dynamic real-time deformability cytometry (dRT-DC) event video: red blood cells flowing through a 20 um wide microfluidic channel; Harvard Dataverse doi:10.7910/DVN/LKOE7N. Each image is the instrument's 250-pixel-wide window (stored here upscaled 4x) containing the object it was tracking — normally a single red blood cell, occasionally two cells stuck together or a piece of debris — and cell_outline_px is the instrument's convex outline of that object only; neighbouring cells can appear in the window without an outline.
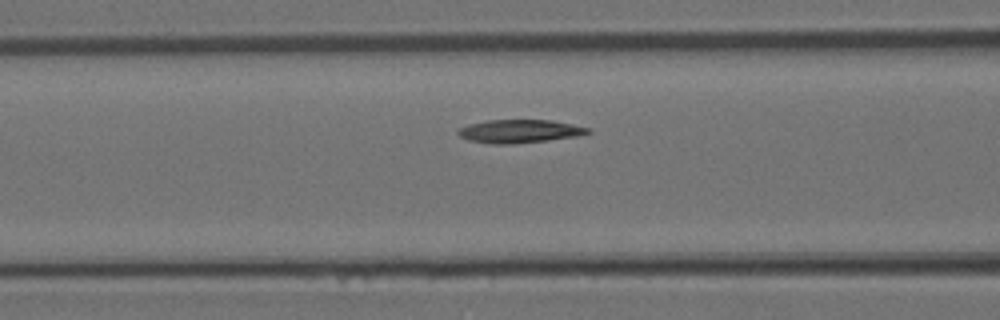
{"species": "Egyptian fruit bat (a non-hibernating species)", "species_latin": "Rousettus aegyptiacus", "temperature_condition": "room temperature", "stored_images_in_passage": 4, "camera_frame_rate_fps": 3000, "um_per_image_px": 0.085, "animal": {"sex": "female"}, "frame": {"image": 1, "passage_image": 4, "time_ms": 1.0, "image_size_px": [1000, 320], "cell_outline_px": [[592, 132], [580, 136], [548, 140], [512, 144], [492, 144], [468, 140], [460, 136], [456, 132], [460, 128], [468, 124], [488, 120], [552, 120], [592, 128]], "centroid_in_image_um": [44.2, 11.15], "position_along_channel_um": 122.4, "area_um2": 17.74}}